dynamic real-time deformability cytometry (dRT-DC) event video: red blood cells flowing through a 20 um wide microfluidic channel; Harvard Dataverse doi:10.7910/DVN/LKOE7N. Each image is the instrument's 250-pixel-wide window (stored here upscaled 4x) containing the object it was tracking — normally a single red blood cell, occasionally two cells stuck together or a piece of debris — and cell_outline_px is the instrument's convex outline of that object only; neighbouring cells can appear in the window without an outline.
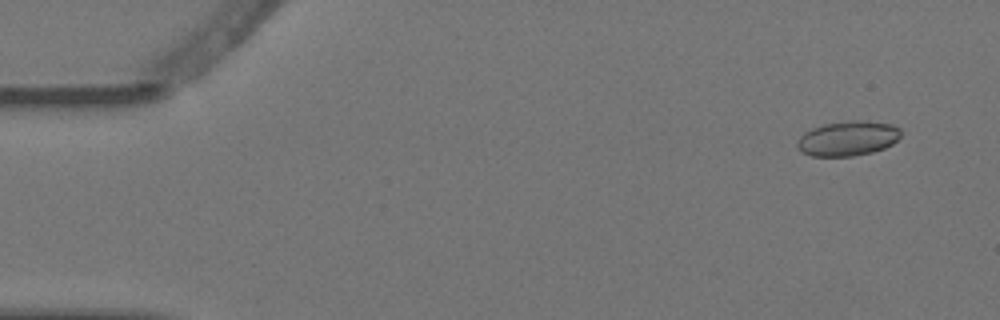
{"species": "Egyptian fruit bat (a non-hibernating species)", "species_latin": "Rousettus aegyptiacus", "temperature_condition": "warm", "stored_images_in_passage": 7, "camera_frame_rate_fps": 3000, "um_per_image_px": 0.085, "animal": {"sex": "female"}, "frame": {"image": 1, "passage_image": 2, "time_ms": 0.333, "image_size_px": [1000, 320], "cell_outline_px": [[900, 136], [892, 144], [884, 148], [872, 152], [852, 156], [812, 156], [800, 152], [796, 148], [796, 140], [804, 132], [812, 128], [824, 124], [852, 120], [864, 120], [892, 124], [900, 128]], "centroid_in_image_um": [72.03, 11.76], "position_along_channel_um": 13.0, "area_um2": 21.21}}
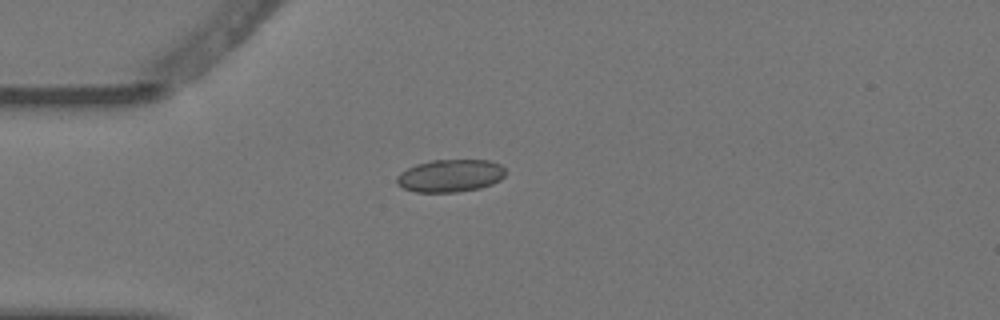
{"frame": {"image": 2, "passage_image": 5, "time_ms": 1.333, "image_size_px": [1000, 320], "cell_outline_px": [[504, 176], [500, 180], [492, 184], [480, 188], [456, 192], [416, 192], [404, 188], [396, 184], [396, 176], [400, 172], [416, 164], [432, 160], [488, 160], [500, 164], [504, 168]], "centroid_in_image_um": [38.25, 14.93], "position_along_channel_um": 46.7, "area_um2": 20.69}}
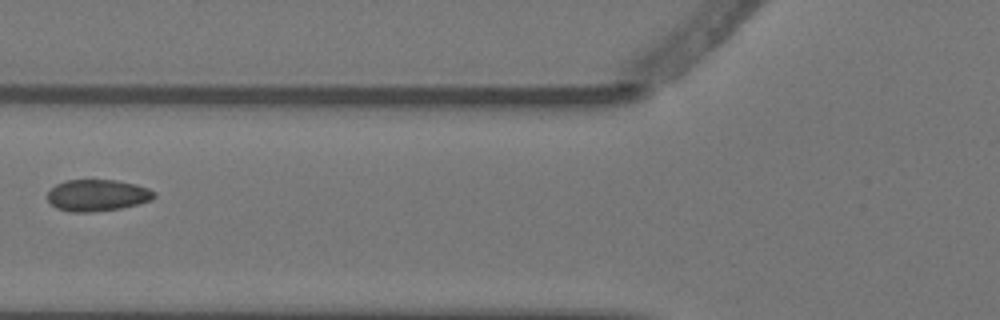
{"frame": {"image": 3, "passage_image": 7, "time_ms": 2.0, "image_size_px": [1000, 320], "cell_outline_px": [[156, 196], [152, 200], [120, 208], [92, 212], [68, 212], [56, 208], [48, 200], [48, 192], [56, 184], [64, 180], [116, 180], [136, 184], [148, 188], [156, 192]], "centroid_in_image_um": [8.28, 16.6], "position_along_channel_um": 117.5, "area_um2": 19.71}}